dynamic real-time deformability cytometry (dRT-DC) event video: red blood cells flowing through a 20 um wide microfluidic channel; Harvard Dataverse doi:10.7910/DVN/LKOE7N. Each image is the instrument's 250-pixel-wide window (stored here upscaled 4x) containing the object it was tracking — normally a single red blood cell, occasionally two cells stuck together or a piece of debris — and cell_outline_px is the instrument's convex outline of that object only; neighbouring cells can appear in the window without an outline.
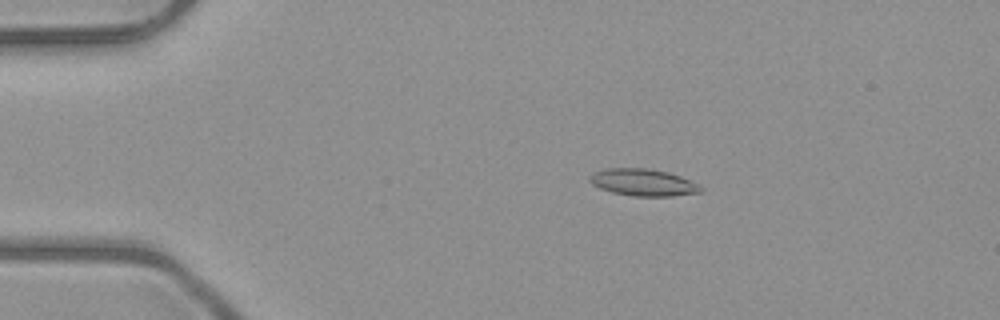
{"species": "common noctule bat (a hibernating species)", "species_latin": "Nyctalus noctula", "temperature_condition": "room temperature", "stored_images_in_passage": 49, "camera_frame_rate_fps": 3000, "um_per_image_px": 0.085, "animal": {"sex": "male", "body_mass_g": 23.1, "forearm_length_mm": 52.7}, "frame": {"image": 1, "passage_image": 7, "time_ms": 2.0, "image_size_px": [1000, 320], "cell_outline_px": [[704, 188], [700, 192], [672, 196], [632, 196], [612, 192], [600, 188], [592, 184], [588, 180], [588, 176], [604, 168], [648, 168], [668, 172], [680, 176]], "centroid_in_image_um": [54.63, 15.5], "position_along_channel_um": 30.4, "area_um2": 17.4}}
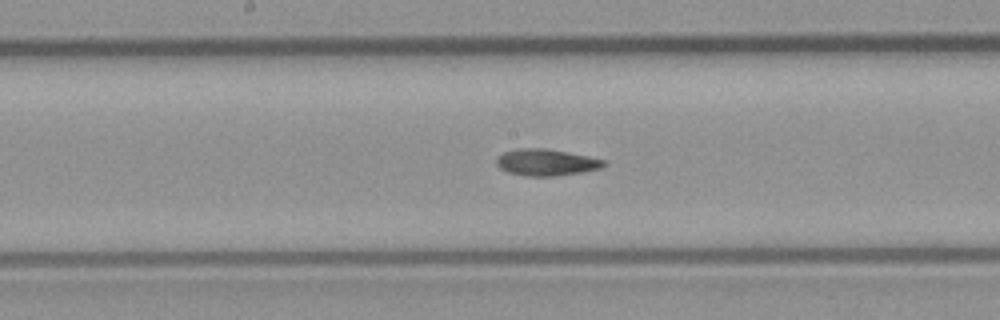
{"frame": {"image": 2, "passage_image": 24, "time_ms": 7.667, "image_size_px": [1000, 320], "cell_outline_px": [[608, 164], [600, 168], [580, 172], [552, 176], [524, 176], [508, 172], [500, 168], [496, 164], [496, 156], [504, 152], [520, 148], [544, 148], [568, 152], [588, 156], [604, 160]], "centroid_in_image_um": [46.4, 13.79], "position_along_channel_um": 201.8, "area_um2": 16.59}}
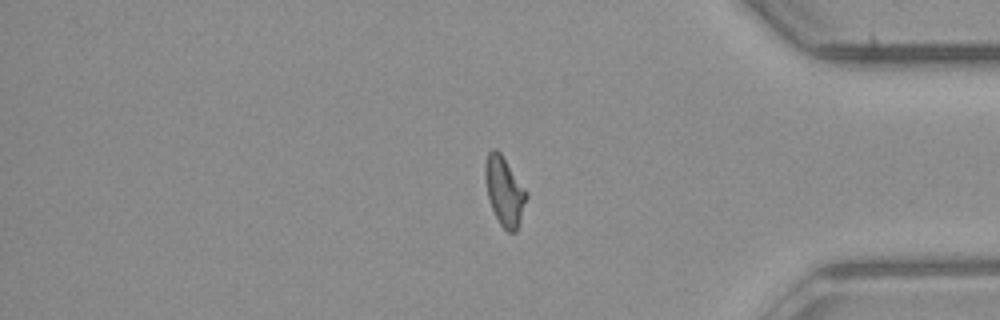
{"frame": {"image": 3, "passage_image": 40, "time_ms": 13.0, "image_size_px": [1000, 320], "cell_outline_px": [[528, 196], [516, 232], [508, 232], [500, 224], [492, 208], [488, 196], [484, 176], [484, 164], [488, 152], [492, 148], [496, 148], [500, 152], [528, 192]], "centroid_in_image_um": [42.87, 16.21], "position_along_channel_um": 392.3, "area_um2": 16.53}, "authors_computed_cell_mechanics": {"area_um2": 16.473, "velocity_mm_per_s": 4.0301, "shape_relaxation_time_tau1_ms": null, "shape_relaxation_time_tau2_ms": 4.7004, "deformation_change_tau1": null, "deformation_change_tau2": 0.109}}